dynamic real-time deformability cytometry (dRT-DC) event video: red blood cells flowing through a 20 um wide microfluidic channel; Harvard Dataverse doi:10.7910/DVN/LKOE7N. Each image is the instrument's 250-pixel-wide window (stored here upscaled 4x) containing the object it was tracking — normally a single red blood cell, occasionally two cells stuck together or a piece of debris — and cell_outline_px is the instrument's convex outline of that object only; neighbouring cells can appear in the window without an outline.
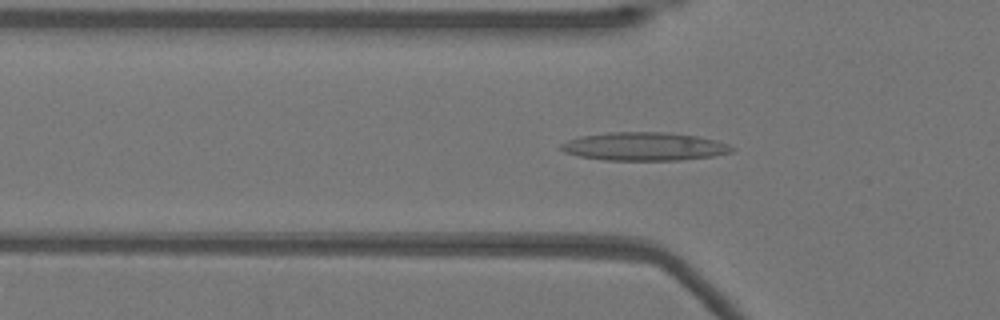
{"species": "Egyptian fruit bat (a non-hibernating species)", "species_latin": "Rousettus aegyptiacus", "temperature_condition": "warm", "stored_images_in_passage": 51, "camera_frame_rate_fps": 3000, "um_per_image_px": 0.085, "animal": {"sex": "female"}, "frame": {"image": 1, "passage_image": 16, "time_ms": 5.0, "image_size_px": [1000, 320], "cell_outline_px": [[736, 148], [732, 152], [712, 156], [680, 160], [604, 160], [580, 156], [564, 152], [560, 148], [560, 144], [568, 140], [580, 136], [608, 132], [664, 132], [696, 136], [716, 140], [728, 144]], "centroid_in_image_um": [54.76, 12.45], "position_along_channel_um": 71.0, "area_um2": 28.15}}
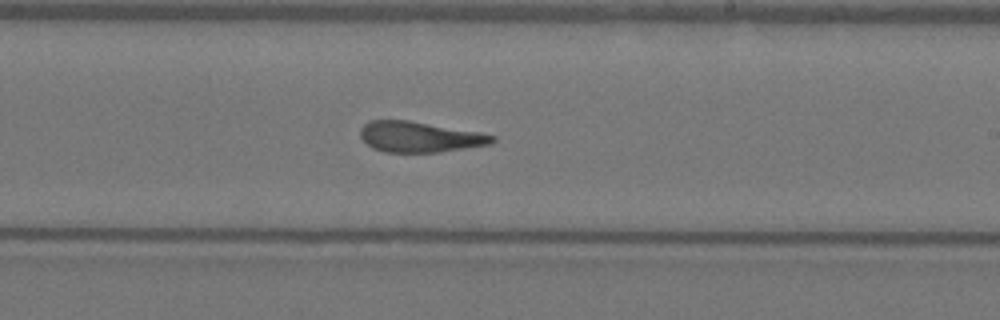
{"frame": {"image": 2, "passage_image": 30, "time_ms": 9.667, "image_size_px": [1000, 320], "cell_outline_px": [[496, 140], [492, 144], [440, 152], [384, 152], [372, 148], [360, 136], [360, 128], [368, 120], [408, 120], [480, 132], [496, 136]], "centroid_in_image_um": [35.68, 11.63], "position_along_channel_um": 253.3, "area_um2": 23.64}}
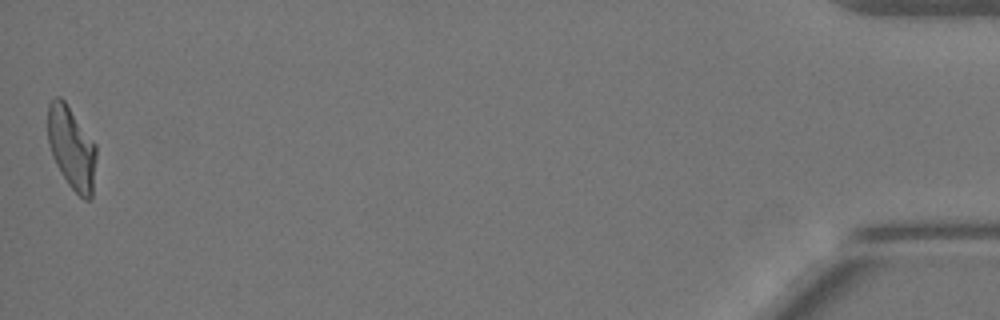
{"frame": {"image": 3, "passage_image": 51, "time_ms": 16.667, "image_size_px": [1000, 320], "cell_outline_px": [[96, 156], [92, 196], [88, 200], [84, 200], [68, 184], [56, 164], [52, 156], [48, 140], [48, 104], [56, 96], [60, 96], [64, 100], [96, 144]], "centroid_in_image_um": [6.09, 12.57], "position_along_channel_um": 429.1, "area_um2": 23.18}, "authors_computed_cell_mechanics": {"area_um2": 24.3338, "velocity_mm_per_s": 3.8939, "shape_relaxation_time_tau1_ms": null, "shape_relaxation_time_tau2_ms": 1.4179, "deformation_change_tau1": null, "deformation_change_tau2": 0.1123}}